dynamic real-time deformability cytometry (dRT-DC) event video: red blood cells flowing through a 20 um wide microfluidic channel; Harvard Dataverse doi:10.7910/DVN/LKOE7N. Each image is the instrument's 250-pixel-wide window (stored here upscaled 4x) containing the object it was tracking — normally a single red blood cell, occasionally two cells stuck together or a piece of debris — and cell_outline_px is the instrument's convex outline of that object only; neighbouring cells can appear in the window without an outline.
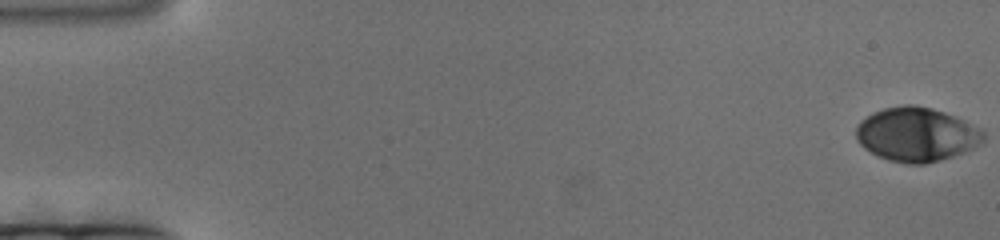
{"species": "human", "species_latin": "Homo sapiens", "temperature_condition": "cold", "stored_images_in_passage": 184, "camera_frame_rate_fps": 3000, "um_per_image_px": 0.085, "donor": {"sex": "female"}, "frame": {"image": 1, "passage_image": 1, "time_ms": 0.0, "image_size_px": [1000, 240], "cell_outline_px": [[984, 140], [980, 144], [964, 152], [940, 160], [924, 164], [908, 164], [888, 160], [864, 148], [856, 140], [856, 128], [860, 120], [872, 112], [884, 108], [904, 104], [912, 104], [932, 108], [956, 116], [964, 120], [984, 132]], "centroid_in_image_um": [77.88, 11.42], "position_along_channel_um": 7.1, "area_um2": 40.11}}
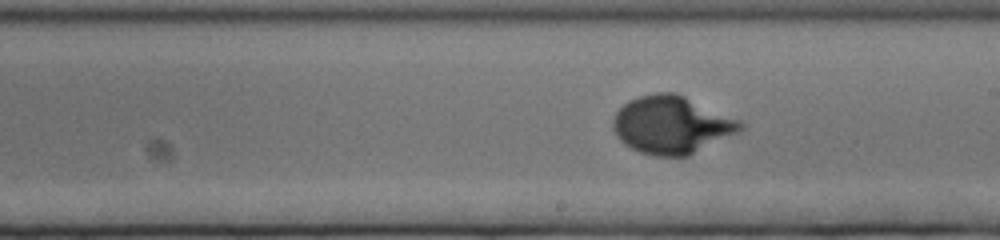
{"frame": {"image": 2, "passage_image": 105, "time_ms": 34.667, "image_size_px": [1000, 240], "cell_outline_px": [[744, 128], [740, 132], [688, 156], [656, 156], [640, 152], [624, 144], [620, 140], [612, 124], [612, 120], [616, 112], [628, 100], [640, 96], [656, 92], [676, 92], [740, 120], [744, 124]], "centroid_in_image_um": [57.11, 10.61], "position_along_channel_um": 231.9, "area_um2": 42.83}}
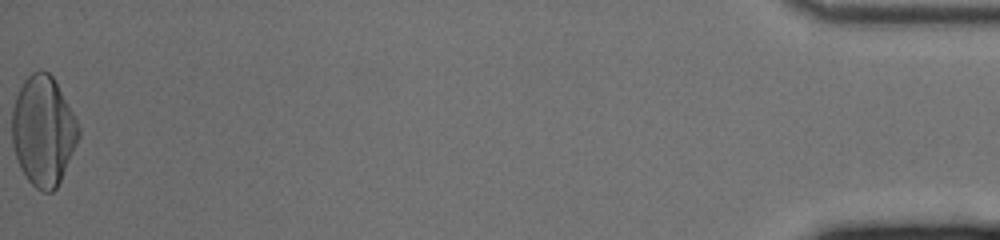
{"frame": {"image": 3, "passage_image": 184, "time_ms": 61.0, "image_size_px": [1000, 240], "cell_outline_px": [[80, 136], [60, 180], [56, 188], [52, 192], [44, 192], [36, 188], [28, 180], [20, 168], [12, 144], [12, 108], [16, 96], [24, 80], [32, 72], [48, 72], [52, 76], [72, 112], [80, 128]], "centroid_in_image_um": [3.66, 11.15], "position_along_channel_um": 431.5, "area_um2": 42.02}}